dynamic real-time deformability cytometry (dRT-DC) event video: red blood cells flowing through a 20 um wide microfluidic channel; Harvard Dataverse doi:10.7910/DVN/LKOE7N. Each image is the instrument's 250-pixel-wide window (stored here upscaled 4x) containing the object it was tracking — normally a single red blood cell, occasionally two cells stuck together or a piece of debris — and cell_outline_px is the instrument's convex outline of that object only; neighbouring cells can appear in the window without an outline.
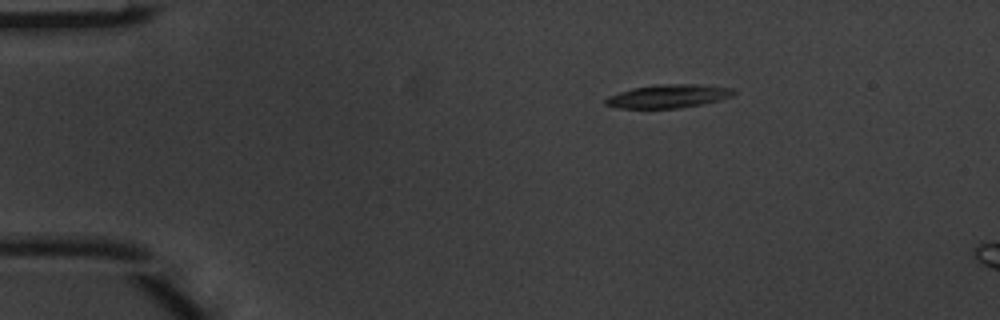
{"species": "common noctule bat (a hibernating species)", "species_latin": "Nyctalus noctula", "temperature_condition": "warm", "stored_images_in_passage": 3, "camera_frame_rate_fps": 3000, "um_per_image_px": 0.085, "animal": {"sex": "male", "body_mass_g": 20.1, "forearm_length_mm": 53.5}, "frame": {"image": 1, "passage_image": 1, "time_ms": 0.0, "image_size_px": [1000, 320], "cell_outline_px": [[736, 92], [732, 96], [720, 100], [704, 104], [676, 108], [620, 108], [604, 104], [604, 100], [608, 96], [632, 88], [652, 84], [696, 84], [732, 88]], "centroid_in_image_um": [56.8, 8.17], "position_along_channel_um": 28.2, "area_um2": 17.51}}